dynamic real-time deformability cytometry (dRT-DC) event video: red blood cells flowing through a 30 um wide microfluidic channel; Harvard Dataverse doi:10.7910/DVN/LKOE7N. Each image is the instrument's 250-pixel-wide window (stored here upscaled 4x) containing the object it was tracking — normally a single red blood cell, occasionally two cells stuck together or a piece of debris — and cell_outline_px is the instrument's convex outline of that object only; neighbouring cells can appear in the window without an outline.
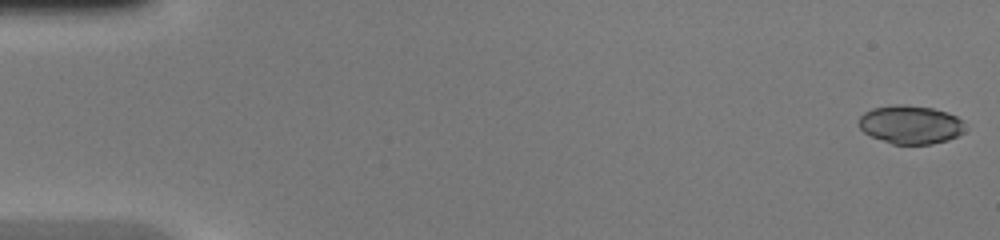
{"species": "common noctule bat (a hibernating species)", "species_latin": "Nyctalus noctula", "temperature_condition": "warm", "stored_images_in_passage": 46, "camera_frame_rate_fps": 3000, "um_per_image_px": 0.085, "animal": {"sex": "female", "body_mass_g": 20.0, "forearm_length_mm": 54.0}, "frame": {"image": 1, "passage_image": 1, "time_ms": 0.0, "image_size_px": [1000, 240], "cell_outline_px": [[964, 132], [948, 140], [932, 144], [892, 144], [872, 136], [864, 132], [860, 128], [860, 116], [864, 112], [872, 108], [896, 104], [904, 104], [932, 108], [948, 112], [964, 120]], "centroid_in_image_um": [77.41, 10.58], "position_along_channel_um": 7.6, "area_um2": 23.87}}
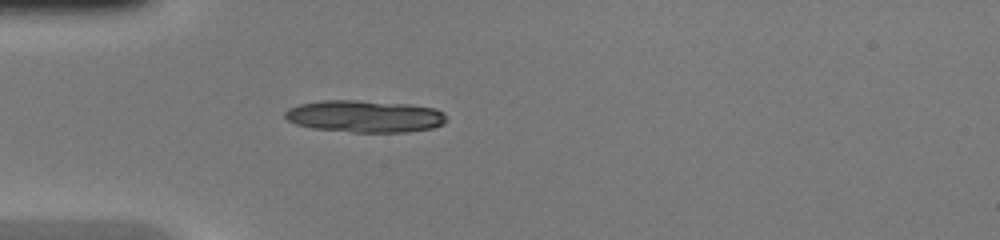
{"frame": {"image": 2, "passage_image": 14, "time_ms": 4.333, "image_size_px": [1000, 240], "cell_outline_px": [[448, 120], [444, 124], [432, 128], [408, 132], [352, 132], [312, 128], [296, 124], [288, 120], [284, 116], [284, 112], [288, 108], [300, 104], [320, 100], [360, 100], [408, 104], [436, 108], [444, 112]], "centroid_in_image_um": [31.03, 9.88], "position_along_channel_um": 54.0, "area_um2": 30.46}}